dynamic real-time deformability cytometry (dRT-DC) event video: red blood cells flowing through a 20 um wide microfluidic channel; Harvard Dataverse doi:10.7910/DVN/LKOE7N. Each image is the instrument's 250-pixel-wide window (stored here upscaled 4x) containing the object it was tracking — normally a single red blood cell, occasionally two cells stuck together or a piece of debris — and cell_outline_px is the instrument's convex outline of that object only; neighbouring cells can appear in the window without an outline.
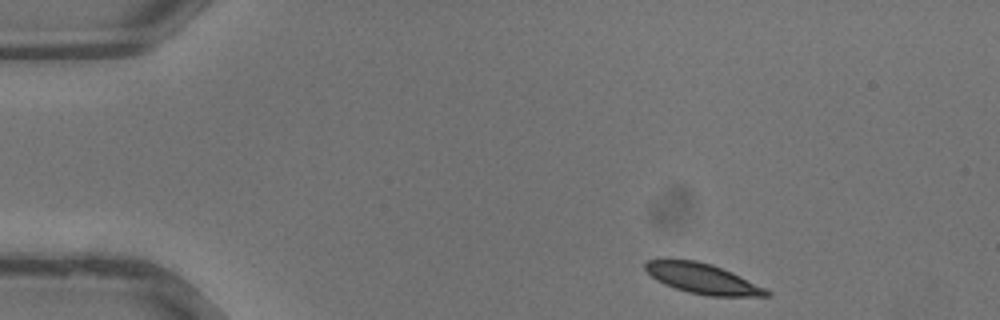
{"species": "common noctule bat (a hibernating species)", "species_latin": "Nyctalus noctula", "temperature_condition": "warm", "stored_images_in_passage": 32, "camera_frame_rate_fps": 3000, "um_per_image_px": 0.085, "animal": {"sex": "male", "body_mass_g": 13.3}, "frame": {"image": 1, "passage_image": 1, "time_ms": 0.0, "image_size_px": [1000, 320], "cell_outline_px": [[772, 296], [708, 296], [688, 292], [664, 284], [656, 280], [644, 268], [644, 264], [648, 260], [696, 260], [712, 264], [732, 272], [772, 292]], "centroid_in_image_um": [59.73, 23.69], "position_along_channel_um": 25.3, "area_um2": 21.1}}
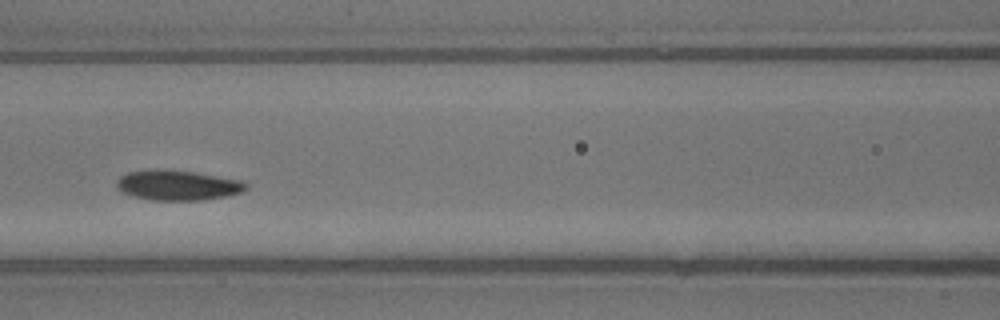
{"frame": {"image": 2, "passage_image": 12, "time_ms": 3.667, "image_size_px": [1000, 320], "cell_outline_px": [[248, 188], [240, 192], [224, 196], [204, 200], [152, 200], [136, 196], [124, 192], [116, 188], [116, 180], [120, 176], [128, 172], [148, 168], [152, 168], [196, 172], [240, 180], [248, 184]], "centroid_in_image_um": [15.07, 15.72], "position_along_channel_um": 151.5, "area_um2": 22.72}}
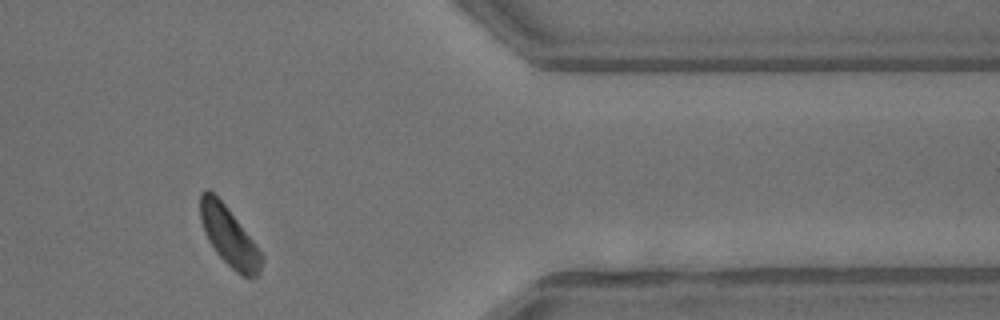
{"frame": {"image": 3, "passage_image": 26, "time_ms": 8.333, "image_size_px": [1000, 320], "cell_outline_px": [[264, 260], [260, 272], [256, 276], [240, 276], [216, 252], [208, 240], [200, 220], [200, 192], [208, 188], [228, 208], [264, 256]], "centroid_in_image_um": [19.47, 20.1], "position_along_channel_um": 391.9, "area_um2": 20.87}}